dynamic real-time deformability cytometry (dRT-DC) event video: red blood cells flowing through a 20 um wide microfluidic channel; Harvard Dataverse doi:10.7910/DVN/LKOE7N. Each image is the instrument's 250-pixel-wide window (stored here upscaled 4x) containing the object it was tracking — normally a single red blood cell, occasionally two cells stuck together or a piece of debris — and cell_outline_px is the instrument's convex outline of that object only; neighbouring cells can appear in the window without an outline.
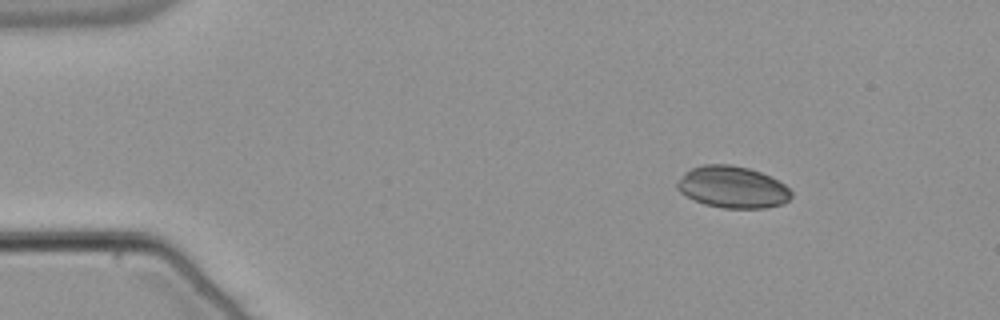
{"species": "common noctule bat (a hibernating species)", "species_latin": "Nyctalus noctula", "temperature_condition": "warm", "stored_images_in_passage": 48, "camera_frame_rate_fps": 3000, "um_per_image_px": 0.085, "animal": {"sex": "male", "body_mass_g": 21.5, "forearm_length_mm": 52.0}, "frame": {"image": 1, "passage_image": 1, "time_ms": 0.0, "image_size_px": [1000, 320], "cell_outline_px": [[792, 196], [784, 204], [764, 208], [724, 208], [704, 204], [692, 200], [680, 192], [676, 188], [676, 184], [684, 172], [692, 168], [704, 164], [732, 164], [748, 168], [760, 172], [784, 184], [792, 192]], "centroid_in_image_um": [62.24, 15.91], "position_along_channel_um": 22.8, "area_um2": 27.86}}
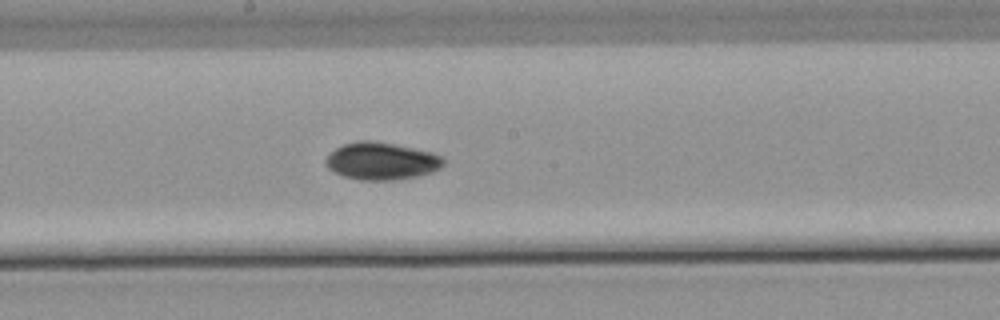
{"frame": {"image": 2, "passage_image": 23, "time_ms": 7.333, "image_size_px": [1000, 320], "cell_outline_px": [[444, 164], [440, 168], [432, 172], [400, 180], [360, 180], [344, 176], [332, 172], [324, 164], [324, 160], [328, 152], [344, 144], [356, 140], [376, 140], [396, 144], [432, 152], [444, 156]], "centroid_in_image_um": [32.4, 13.68], "position_along_channel_um": 215.8, "area_um2": 26.18}}
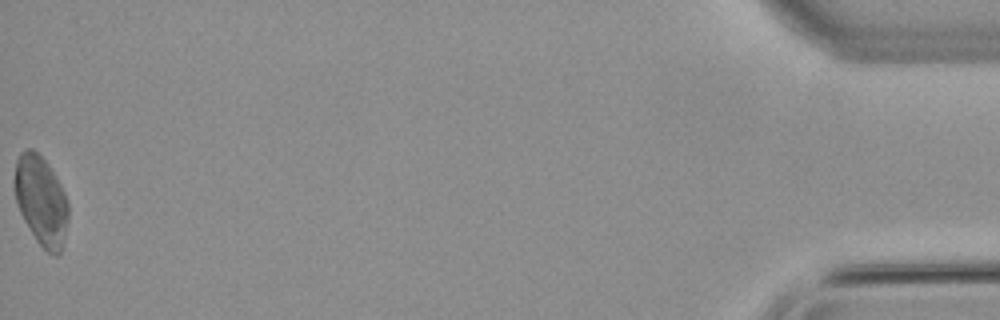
{"frame": {"image": 3, "passage_image": 48, "time_ms": 15.667, "image_size_px": [1000, 320], "cell_outline_px": [[68, 220], [60, 252], [56, 256], [52, 256], [36, 240], [24, 220], [20, 212], [16, 200], [12, 184], [12, 180], [16, 160], [20, 152], [24, 148], [32, 148], [48, 164], [56, 176], [64, 192], [68, 204]], "centroid_in_image_um": [3.46, 17.01], "position_along_channel_um": 431.7, "area_um2": 28.21}, "authors_computed_cell_mechanics": {"area_um2": 25.7499, "velocity_mm_per_s": 3.8063, "shape_relaxation_time_tau1_ms": null, "shape_relaxation_time_tau2_ms": 4.2587, "deformation_change_tau1": null, "deformation_change_tau2": 0.061}}